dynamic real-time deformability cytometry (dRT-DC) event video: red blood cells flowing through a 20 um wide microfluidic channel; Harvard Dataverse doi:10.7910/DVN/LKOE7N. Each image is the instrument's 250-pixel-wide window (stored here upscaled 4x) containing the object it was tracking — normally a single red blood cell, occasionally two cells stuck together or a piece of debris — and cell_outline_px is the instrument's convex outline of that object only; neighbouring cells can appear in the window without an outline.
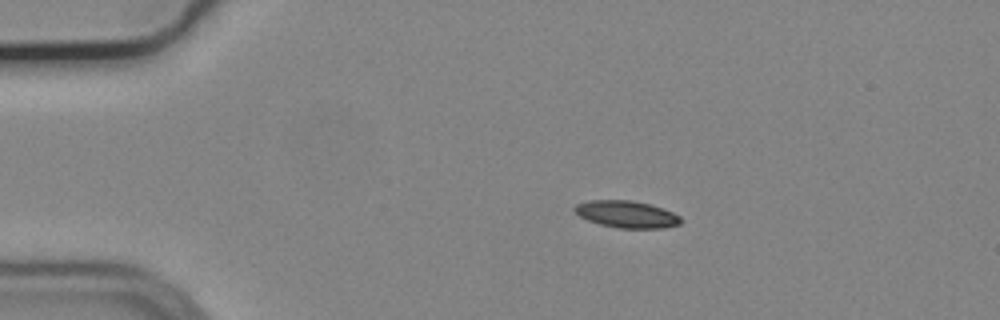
{"species": "common noctule bat (a hibernating species)", "species_latin": "Nyctalus noctula", "temperature_condition": "cold", "stored_images_in_passage": 46, "camera_frame_rate_fps": 3000, "um_per_image_px": 0.085, "animal": {"sex": "male", "body_mass_g": 19.2, "forearm_length_mm": 51.8}, "frame": {"image": 1, "passage_image": 1, "time_ms": 0.0, "image_size_px": [1000, 320], "cell_outline_px": [[680, 224], [664, 228], [620, 228], [600, 224], [588, 220], [580, 216], [572, 208], [576, 204], [588, 200], [632, 200], [648, 204], [672, 212], [680, 216]], "centroid_in_image_um": [53.24, 18.21], "position_along_channel_um": 31.8, "area_um2": 16.53}}
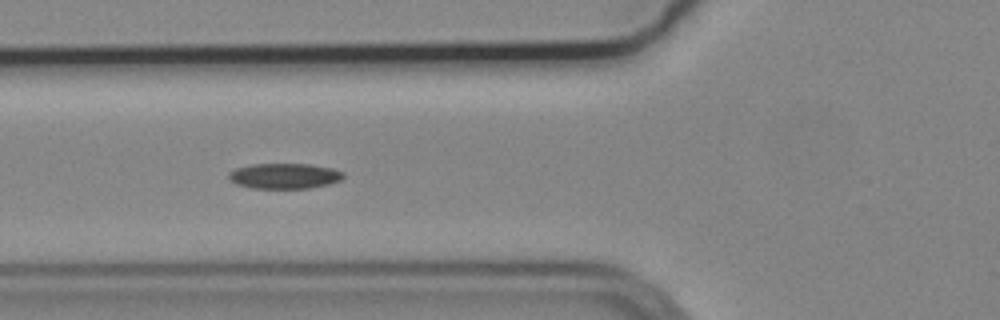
{"frame": {"image": 2, "passage_image": 11, "time_ms": 3.333, "image_size_px": [1000, 320], "cell_outline_px": [[344, 176], [340, 180], [328, 184], [308, 188], [252, 188], [236, 184], [228, 176], [228, 172], [236, 168], [252, 164], [312, 164], [332, 168], [344, 172]], "centroid_in_image_um": [24.18, 14.95], "position_along_channel_um": 101.6, "area_um2": 16.94}}
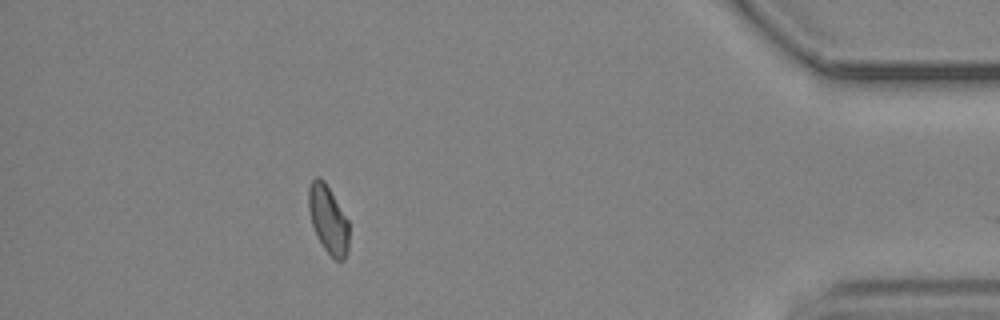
{"frame": {"image": 3, "passage_image": 40, "time_ms": 13.0, "image_size_px": [1000, 320], "cell_outline_px": [[348, 252], [344, 260], [336, 260], [324, 248], [316, 236], [312, 224], [308, 208], [308, 188], [312, 180], [316, 176], [320, 176], [324, 180], [348, 220]], "centroid_in_image_um": [27.88, 18.64], "position_along_channel_um": 407.3, "area_um2": 15.95}, "authors_computed_cell_mechanics": {"area_um2": 16.5886, "velocity_mm_per_s": 3.6994, "shape_relaxation_time_tau1_ms": 8.7452, "shape_relaxation_time_tau2_ms": null, "deformation_change_tau1": 0.1487, "deformation_change_tau2": null}}